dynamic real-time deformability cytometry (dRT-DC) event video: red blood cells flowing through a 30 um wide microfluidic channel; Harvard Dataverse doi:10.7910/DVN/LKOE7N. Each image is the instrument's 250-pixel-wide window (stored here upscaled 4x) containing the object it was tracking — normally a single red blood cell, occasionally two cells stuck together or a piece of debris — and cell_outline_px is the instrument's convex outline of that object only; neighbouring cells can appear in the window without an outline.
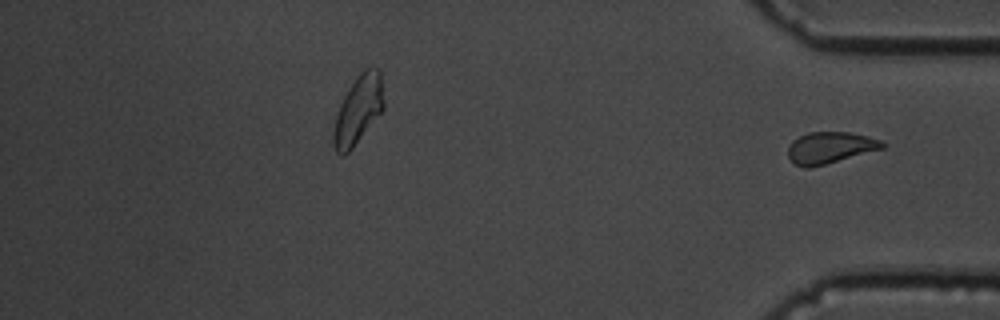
{"species": "common noctule bat (a hibernating species)", "species_latin": "Nyctalus noctula", "temperature_condition": "cold", "stored_images_in_passage": 52, "segment_of_instrument_passage": [2, 2], "camera_frame_rate_fps": 3000, "um_per_image_px": 0.085, "animal": {"sex": "male", "body_mass_g": 19.5, "forearm_length_mm": 54.6}, "frame": {"image": 1, "passage_image": 52, "time_ms": 17.0, "image_size_px": [1000, 320], "cell_outline_px": [[884, 148], [824, 164], [808, 168], [804, 168], [796, 164], [788, 156], [788, 148], [792, 140], [808, 132], [848, 132], [868, 136], [880, 140], [884, 144]], "centroid_in_image_um": [70.53, 12.54], "position_along_channel_um": 364.7, "area_um2": 17.05}}